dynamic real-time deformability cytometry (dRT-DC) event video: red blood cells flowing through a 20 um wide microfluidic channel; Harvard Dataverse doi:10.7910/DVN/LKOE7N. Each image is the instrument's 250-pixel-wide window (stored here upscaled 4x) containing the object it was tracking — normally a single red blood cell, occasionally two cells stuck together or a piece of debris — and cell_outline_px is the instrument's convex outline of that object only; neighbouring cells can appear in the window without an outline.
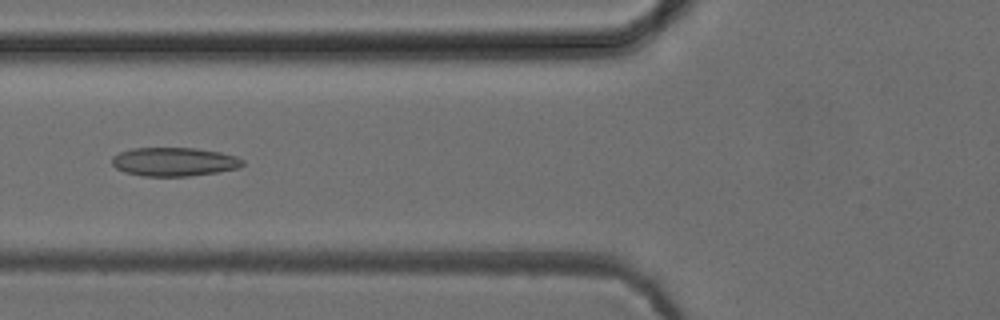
{"species": "common noctule bat (a hibernating species)", "species_latin": "Nyctalus noctula", "temperature_condition": "cold", "stored_images_in_passage": 51, "camera_frame_rate_fps": 3000, "um_per_image_px": 0.085, "animal": {"sex": "female", "body_mass_g": 24.6, "forearm_length_mm": 56.2}, "frame": {"image": 1, "passage_image": 19, "time_ms": 6.0, "image_size_px": [1000, 320], "cell_outline_px": [[244, 164], [240, 168], [220, 172], [188, 176], [140, 176], [124, 172], [116, 168], [112, 164], [112, 156], [120, 152], [132, 148], [196, 148], [220, 152], [236, 156], [244, 160]], "centroid_in_image_um": [14.82, 13.75], "position_along_channel_um": 111.0, "area_um2": 22.08}}
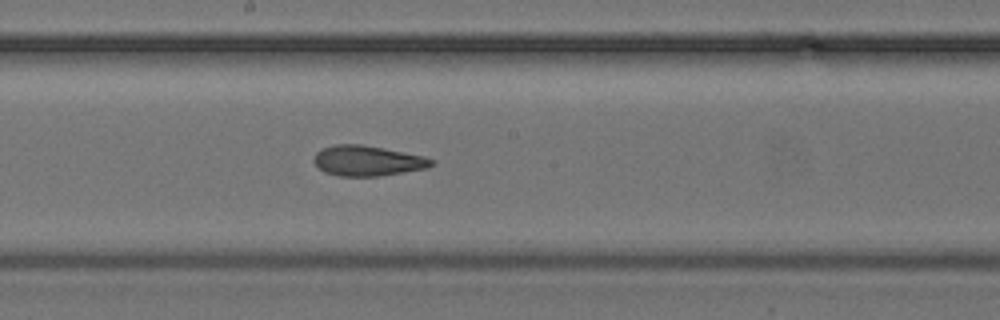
{"frame": {"image": 2, "passage_image": 27, "time_ms": 8.667, "image_size_px": [1000, 320], "cell_outline_px": [[436, 164], [428, 168], [380, 176], [340, 176], [324, 172], [312, 160], [316, 152], [324, 148], [336, 144], [360, 144], [424, 156], [436, 160]], "centroid_in_image_um": [31.27, 13.67], "position_along_channel_um": 216.9, "area_um2": 20.75}}
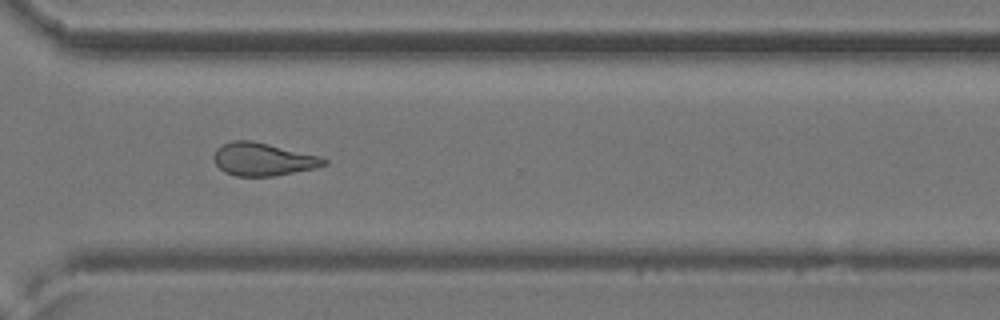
{"frame": {"image": 3, "passage_image": 37, "time_ms": 12.0, "image_size_px": [1000, 320], "cell_outline_px": [[328, 164], [316, 168], [276, 176], [236, 176], [224, 172], [216, 164], [212, 156], [216, 148], [232, 140], [252, 140], [320, 156], [328, 160]], "centroid_in_image_um": [22.36, 13.54], "position_along_channel_um": 348.2, "area_um2": 21.27}, "authors_computed_cell_mechanics": {"area_um2": 21.386, "velocity_mm_per_s": 3.9663, "shape_relaxation_time_tau1_ms": null, "shape_relaxation_time_tau2_ms": 2.2935, "deformation_change_tau1": null, "deformation_change_tau2": 0.0964}}